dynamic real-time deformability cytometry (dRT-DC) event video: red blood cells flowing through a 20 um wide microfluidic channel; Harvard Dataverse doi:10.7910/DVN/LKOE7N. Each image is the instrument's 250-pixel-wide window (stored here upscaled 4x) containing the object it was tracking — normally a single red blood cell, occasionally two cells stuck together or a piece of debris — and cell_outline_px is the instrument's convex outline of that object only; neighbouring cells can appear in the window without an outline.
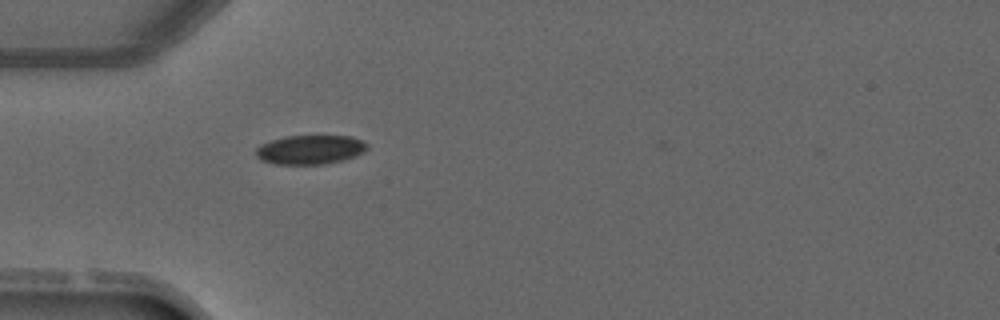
{"species": "common noctule bat (a hibernating species)", "species_latin": "Nyctalus noctula", "temperature_condition": "warm", "stored_images_in_passage": 2, "camera_frame_rate_fps": 3000, "um_per_image_px": 0.085, "animal": {"sex": "male", "forearm_length_mm": 52.5}, "frame": {"image": 1, "passage_image": 2, "time_ms": 1.333, "image_size_px": [1000, 320], "cell_outline_px": [[368, 148], [364, 152], [356, 156], [324, 164], [276, 164], [260, 160], [256, 156], [256, 148], [260, 144], [272, 140], [288, 136], [348, 136], [364, 140], [368, 144]], "centroid_in_image_um": [26.37, 12.72], "position_along_channel_um": 58.6, "area_um2": 18.9}}